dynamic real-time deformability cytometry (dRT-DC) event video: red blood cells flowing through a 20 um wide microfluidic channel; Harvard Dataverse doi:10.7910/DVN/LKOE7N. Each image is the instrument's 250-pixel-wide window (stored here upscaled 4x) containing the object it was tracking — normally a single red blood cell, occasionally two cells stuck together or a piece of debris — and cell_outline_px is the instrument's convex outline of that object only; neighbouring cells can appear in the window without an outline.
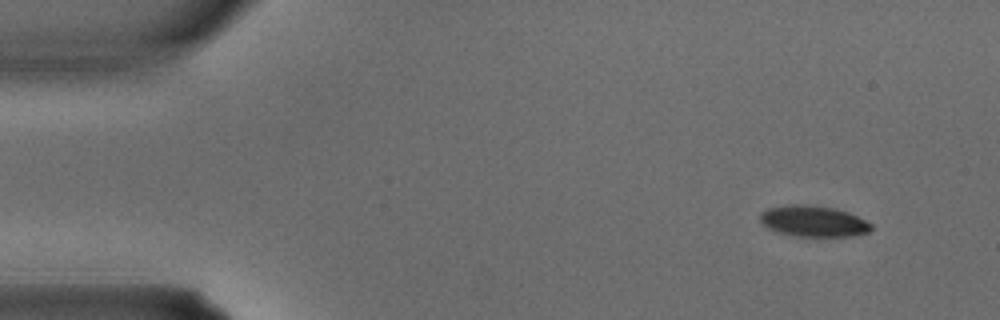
{"species": "common noctule bat (a hibernating species)", "species_latin": "Nyctalus noctula", "temperature_condition": "warm", "stored_images_in_passage": 4, "camera_frame_rate_fps": 3000, "um_per_image_px": 0.085, "animal": {"sex": "male", "body_mass_g": 15.6}, "frame": {"image": 1, "passage_image": 1, "time_ms": 0.0, "image_size_px": [1000, 320], "cell_outline_px": [[872, 228], [868, 232], [852, 236], [796, 236], [780, 232], [768, 228], [760, 220], [760, 212], [768, 208], [788, 204], [808, 204], [836, 208], [848, 212], [872, 224]], "centroid_in_image_um": [69.13, 18.78], "position_along_channel_um": 15.9, "area_um2": 20.06}}
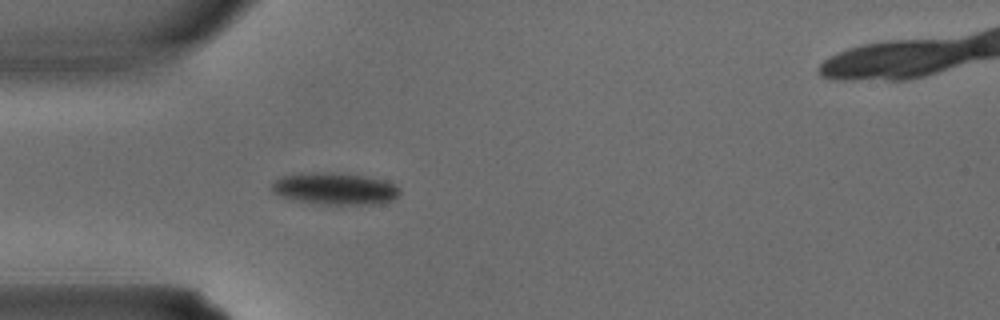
{"frame": {"image": 2, "passage_image": 3, "time_ms": 0.667, "image_size_px": [1000, 320], "cell_outline_px": [[400, 192], [392, 200], [372, 204], [324, 204], [292, 200], [280, 196], [272, 192], [272, 184], [280, 176], [300, 172], [344, 172], [384, 180], [396, 184], [400, 188]], "centroid_in_image_um": [28.43, 16.01], "position_along_channel_um": 56.6, "area_um2": 24.1}}